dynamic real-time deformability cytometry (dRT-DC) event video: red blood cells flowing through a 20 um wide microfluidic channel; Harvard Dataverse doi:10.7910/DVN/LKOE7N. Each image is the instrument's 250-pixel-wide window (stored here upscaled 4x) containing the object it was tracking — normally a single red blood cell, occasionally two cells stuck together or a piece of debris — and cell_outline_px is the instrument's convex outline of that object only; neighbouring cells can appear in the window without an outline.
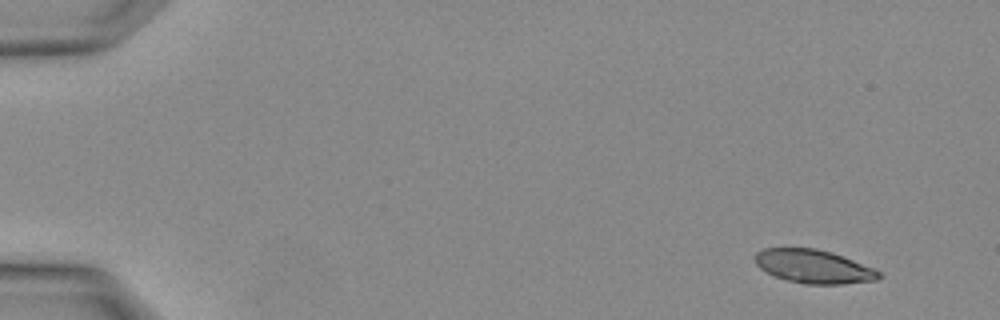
{"species": "Egyptian fruit bat (a non-hibernating species)", "species_latin": "Rousettus aegyptiacus", "temperature_condition": "warm", "stored_images_in_passage": 4, "camera_frame_rate_fps": 3000, "um_per_image_px": 0.085, "animal": {"sex": "female"}, "frame": {"image": 1, "passage_image": 1, "time_ms": 0.0, "image_size_px": [1000, 320], "cell_outline_px": [[884, 276], [876, 280], [840, 284], [804, 284], [788, 280], [776, 276], [760, 268], [756, 264], [756, 252], [764, 248], [816, 248], [832, 252], [872, 268], [880, 272]], "centroid_in_image_um": [69.16, 22.65], "position_along_channel_um": 15.8, "area_um2": 23.93}}